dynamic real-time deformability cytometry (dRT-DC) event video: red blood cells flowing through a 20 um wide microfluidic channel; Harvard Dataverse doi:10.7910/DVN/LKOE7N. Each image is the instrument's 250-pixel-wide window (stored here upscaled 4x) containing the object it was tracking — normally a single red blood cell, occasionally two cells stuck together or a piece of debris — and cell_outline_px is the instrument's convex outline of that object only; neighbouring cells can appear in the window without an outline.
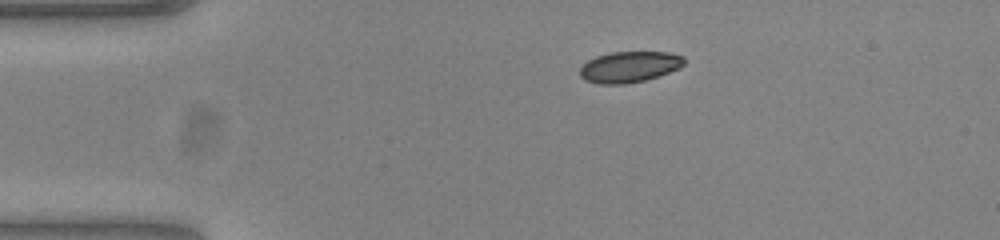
{"species": "common noctule bat (a hibernating species)", "species_latin": "Nyctalus noctula", "temperature_condition": "warm", "stored_images_in_passage": 44, "camera_frame_rate_fps": 3000, "um_per_image_px": 0.085, "animal": {"sex": "female", "body_mass_g": 23.0, "forearm_length_mm": 53.4}, "frame": {"image": 1, "passage_image": 1, "time_ms": 0.0, "image_size_px": [1000, 240], "cell_outline_px": [[684, 64], [680, 68], [644, 80], [624, 84], [600, 84], [584, 80], [580, 76], [580, 68], [588, 60], [596, 56], [612, 52], [668, 52], [684, 56]], "centroid_in_image_um": [53.48, 5.68], "position_along_channel_um": 31.5, "area_um2": 18.73}}
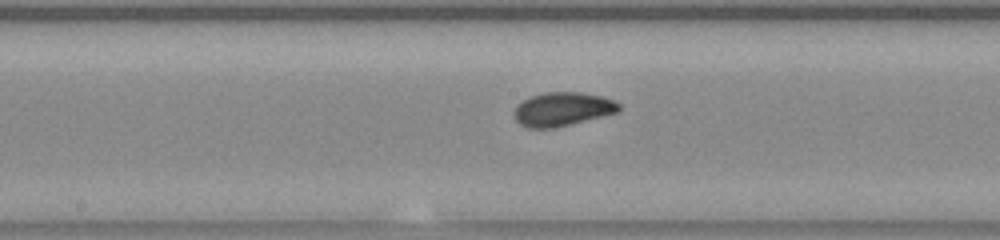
{"frame": {"image": 2, "passage_image": 18, "time_ms": 5.667, "image_size_px": [1000, 240], "cell_outline_px": [[620, 112], [552, 128], [528, 128], [520, 124], [516, 120], [516, 108], [524, 100], [532, 96], [544, 92], [584, 92], [600, 96], [612, 100], [620, 104]], "centroid_in_image_um": [47.85, 9.27], "position_along_channel_um": 200.3, "area_um2": 20.29}}
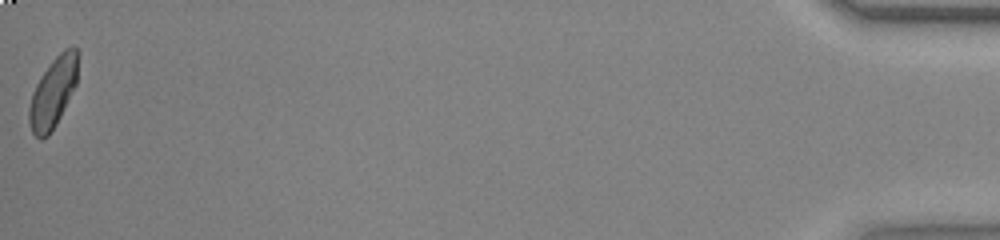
{"frame": {"image": 3, "passage_image": 44, "time_ms": 14.333, "image_size_px": [1000, 240], "cell_outline_px": [[80, 52], [76, 84], [56, 124], [48, 136], [40, 140], [32, 132], [28, 120], [28, 108], [32, 92], [40, 76], [52, 60], [64, 48], [72, 44]], "centroid_in_image_um": [4.52, 7.8], "position_along_channel_um": 430.7, "area_um2": 20.23}, "authors_computed_cell_mechanics": {"area_um2": 20.1722, "velocity_mm_per_s": 3.842, "shape_relaxation_time_tau1_ms": 3.5028, "shape_relaxation_time_tau2_ms": 1.2862, "deformation_change_tau1": 0.1315, "deformation_change_tau2": 0.0443}}